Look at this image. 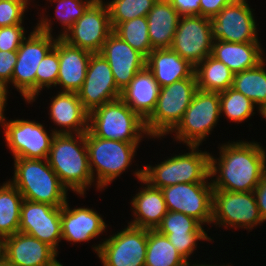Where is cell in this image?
<instances>
[{
  "instance_id": "obj_1",
  "label": "cell",
  "mask_w": 266,
  "mask_h": 266,
  "mask_svg": "<svg viewBox=\"0 0 266 266\" xmlns=\"http://www.w3.org/2000/svg\"><path fill=\"white\" fill-rule=\"evenodd\" d=\"M219 150V158L210 155L213 189L230 192L254 191L266 170L264 148L258 142L236 141L224 143ZM212 177L216 178L212 180Z\"/></svg>"
},
{
  "instance_id": "obj_2",
  "label": "cell",
  "mask_w": 266,
  "mask_h": 266,
  "mask_svg": "<svg viewBox=\"0 0 266 266\" xmlns=\"http://www.w3.org/2000/svg\"><path fill=\"white\" fill-rule=\"evenodd\" d=\"M47 160L61 184L83 197L86 188L94 181L89 167L86 133L56 134Z\"/></svg>"
},
{
  "instance_id": "obj_3",
  "label": "cell",
  "mask_w": 266,
  "mask_h": 266,
  "mask_svg": "<svg viewBox=\"0 0 266 266\" xmlns=\"http://www.w3.org/2000/svg\"><path fill=\"white\" fill-rule=\"evenodd\" d=\"M14 177L10 181L23 198L37 203L62 207L67 189L61 184L47 159L14 158Z\"/></svg>"
},
{
  "instance_id": "obj_4",
  "label": "cell",
  "mask_w": 266,
  "mask_h": 266,
  "mask_svg": "<svg viewBox=\"0 0 266 266\" xmlns=\"http://www.w3.org/2000/svg\"><path fill=\"white\" fill-rule=\"evenodd\" d=\"M51 18L41 17L35 29L17 50V62L12 74V85L28 103L36 98V70L45 55L54 47Z\"/></svg>"
},
{
  "instance_id": "obj_5",
  "label": "cell",
  "mask_w": 266,
  "mask_h": 266,
  "mask_svg": "<svg viewBox=\"0 0 266 266\" xmlns=\"http://www.w3.org/2000/svg\"><path fill=\"white\" fill-rule=\"evenodd\" d=\"M88 130L96 137L127 143H140L144 134L148 136L145 121L121 98L90 112Z\"/></svg>"
},
{
  "instance_id": "obj_6",
  "label": "cell",
  "mask_w": 266,
  "mask_h": 266,
  "mask_svg": "<svg viewBox=\"0 0 266 266\" xmlns=\"http://www.w3.org/2000/svg\"><path fill=\"white\" fill-rule=\"evenodd\" d=\"M198 147L189 146L190 152L171 156L154 167L145 165L143 179L160 189L178 183L208 182L211 154Z\"/></svg>"
},
{
  "instance_id": "obj_7",
  "label": "cell",
  "mask_w": 266,
  "mask_h": 266,
  "mask_svg": "<svg viewBox=\"0 0 266 266\" xmlns=\"http://www.w3.org/2000/svg\"><path fill=\"white\" fill-rule=\"evenodd\" d=\"M138 145L139 143L102 139L89 130L86 132L89 167L94 180L97 179L98 190L108 186L131 166Z\"/></svg>"
},
{
  "instance_id": "obj_8",
  "label": "cell",
  "mask_w": 266,
  "mask_h": 266,
  "mask_svg": "<svg viewBox=\"0 0 266 266\" xmlns=\"http://www.w3.org/2000/svg\"><path fill=\"white\" fill-rule=\"evenodd\" d=\"M196 90V78H186L160 87L156 107L145 120L148 137L161 138L169 134L181 121Z\"/></svg>"
},
{
  "instance_id": "obj_9",
  "label": "cell",
  "mask_w": 266,
  "mask_h": 266,
  "mask_svg": "<svg viewBox=\"0 0 266 266\" xmlns=\"http://www.w3.org/2000/svg\"><path fill=\"white\" fill-rule=\"evenodd\" d=\"M219 92L197 89L181 121L169 133L186 146H199L220 118Z\"/></svg>"
},
{
  "instance_id": "obj_10",
  "label": "cell",
  "mask_w": 266,
  "mask_h": 266,
  "mask_svg": "<svg viewBox=\"0 0 266 266\" xmlns=\"http://www.w3.org/2000/svg\"><path fill=\"white\" fill-rule=\"evenodd\" d=\"M0 125L4 129L6 146L14 158H48L55 132L48 135L43 125L35 121L16 119L7 122L4 115H0Z\"/></svg>"
},
{
  "instance_id": "obj_11",
  "label": "cell",
  "mask_w": 266,
  "mask_h": 266,
  "mask_svg": "<svg viewBox=\"0 0 266 266\" xmlns=\"http://www.w3.org/2000/svg\"><path fill=\"white\" fill-rule=\"evenodd\" d=\"M211 223L248 230L263 223L254 192L213 189Z\"/></svg>"
},
{
  "instance_id": "obj_12",
  "label": "cell",
  "mask_w": 266,
  "mask_h": 266,
  "mask_svg": "<svg viewBox=\"0 0 266 266\" xmlns=\"http://www.w3.org/2000/svg\"><path fill=\"white\" fill-rule=\"evenodd\" d=\"M93 249L103 266H145L147 229L128 225Z\"/></svg>"
},
{
  "instance_id": "obj_13",
  "label": "cell",
  "mask_w": 266,
  "mask_h": 266,
  "mask_svg": "<svg viewBox=\"0 0 266 266\" xmlns=\"http://www.w3.org/2000/svg\"><path fill=\"white\" fill-rule=\"evenodd\" d=\"M252 10L246 0L226 5L214 18H210L212 40L260 43Z\"/></svg>"
},
{
  "instance_id": "obj_14",
  "label": "cell",
  "mask_w": 266,
  "mask_h": 266,
  "mask_svg": "<svg viewBox=\"0 0 266 266\" xmlns=\"http://www.w3.org/2000/svg\"><path fill=\"white\" fill-rule=\"evenodd\" d=\"M168 211L181 212L211 224L213 187L210 182L178 183L161 189Z\"/></svg>"
},
{
  "instance_id": "obj_15",
  "label": "cell",
  "mask_w": 266,
  "mask_h": 266,
  "mask_svg": "<svg viewBox=\"0 0 266 266\" xmlns=\"http://www.w3.org/2000/svg\"><path fill=\"white\" fill-rule=\"evenodd\" d=\"M112 32L107 4L101 1L92 3L61 38L72 46L100 53Z\"/></svg>"
},
{
  "instance_id": "obj_16",
  "label": "cell",
  "mask_w": 266,
  "mask_h": 266,
  "mask_svg": "<svg viewBox=\"0 0 266 266\" xmlns=\"http://www.w3.org/2000/svg\"><path fill=\"white\" fill-rule=\"evenodd\" d=\"M210 19L201 15L180 16L171 49L196 67L211 55Z\"/></svg>"
},
{
  "instance_id": "obj_17",
  "label": "cell",
  "mask_w": 266,
  "mask_h": 266,
  "mask_svg": "<svg viewBox=\"0 0 266 266\" xmlns=\"http://www.w3.org/2000/svg\"><path fill=\"white\" fill-rule=\"evenodd\" d=\"M77 93L88 113L120 98L121 91L117 88L111 67L102 54H91L85 80Z\"/></svg>"
},
{
  "instance_id": "obj_18",
  "label": "cell",
  "mask_w": 266,
  "mask_h": 266,
  "mask_svg": "<svg viewBox=\"0 0 266 266\" xmlns=\"http://www.w3.org/2000/svg\"><path fill=\"white\" fill-rule=\"evenodd\" d=\"M19 232L28 234L48 244L58 253L62 239L61 207L23 200Z\"/></svg>"
},
{
  "instance_id": "obj_19",
  "label": "cell",
  "mask_w": 266,
  "mask_h": 266,
  "mask_svg": "<svg viewBox=\"0 0 266 266\" xmlns=\"http://www.w3.org/2000/svg\"><path fill=\"white\" fill-rule=\"evenodd\" d=\"M100 54L111 67L117 88L125 89L135 74L146 66V57L112 32Z\"/></svg>"
},
{
  "instance_id": "obj_20",
  "label": "cell",
  "mask_w": 266,
  "mask_h": 266,
  "mask_svg": "<svg viewBox=\"0 0 266 266\" xmlns=\"http://www.w3.org/2000/svg\"><path fill=\"white\" fill-rule=\"evenodd\" d=\"M56 256L48 244L22 232L4 239V258L13 266H48Z\"/></svg>"
},
{
  "instance_id": "obj_21",
  "label": "cell",
  "mask_w": 266,
  "mask_h": 266,
  "mask_svg": "<svg viewBox=\"0 0 266 266\" xmlns=\"http://www.w3.org/2000/svg\"><path fill=\"white\" fill-rule=\"evenodd\" d=\"M54 48L58 51L59 72L56 86L61 92H78L85 80L91 52L68 44L58 37Z\"/></svg>"
},
{
  "instance_id": "obj_22",
  "label": "cell",
  "mask_w": 266,
  "mask_h": 266,
  "mask_svg": "<svg viewBox=\"0 0 266 266\" xmlns=\"http://www.w3.org/2000/svg\"><path fill=\"white\" fill-rule=\"evenodd\" d=\"M106 223L93 209L77 207L70 209L68 201L61 207L62 239L74 243L96 238L106 229Z\"/></svg>"
},
{
  "instance_id": "obj_23",
  "label": "cell",
  "mask_w": 266,
  "mask_h": 266,
  "mask_svg": "<svg viewBox=\"0 0 266 266\" xmlns=\"http://www.w3.org/2000/svg\"><path fill=\"white\" fill-rule=\"evenodd\" d=\"M134 174L146 187L139 190L131 201L135 219L128 224L138 228L156 229L168 212L162 190L152 187L143 179V167L135 170Z\"/></svg>"
},
{
  "instance_id": "obj_24",
  "label": "cell",
  "mask_w": 266,
  "mask_h": 266,
  "mask_svg": "<svg viewBox=\"0 0 266 266\" xmlns=\"http://www.w3.org/2000/svg\"><path fill=\"white\" fill-rule=\"evenodd\" d=\"M50 118L62 129L56 134H78L88 131L89 113L83 108L76 92H58L50 103ZM68 129V130H67Z\"/></svg>"
},
{
  "instance_id": "obj_25",
  "label": "cell",
  "mask_w": 266,
  "mask_h": 266,
  "mask_svg": "<svg viewBox=\"0 0 266 266\" xmlns=\"http://www.w3.org/2000/svg\"><path fill=\"white\" fill-rule=\"evenodd\" d=\"M146 67L160 87L186 78H196L195 67L171 48L153 49L146 57Z\"/></svg>"
},
{
  "instance_id": "obj_26",
  "label": "cell",
  "mask_w": 266,
  "mask_h": 266,
  "mask_svg": "<svg viewBox=\"0 0 266 266\" xmlns=\"http://www.w3.org/2000/svg\"><path fill=\"white\" fill-rule=\"evenodd\" d=\"M159 91L153 73L145 66L121 91L120 98L145 121L156 107Z\"/></svg>"
},
{
  "instance_id": "obj_27",
  "label": "cell",
  "mask_w": 266,
  "mask_h": 266,
  "mask_svg": "<svg viewBox=\"0 0 266 266\" xmlns=\"http://www.w3.org/2000/svg\"><path fill=\"white\" fill-rule=\"evenodd\" d=\"M146 18L152 48H170L180 19L170 0H157Z\"/></svg>"
},
{
  "instance_id": "obj_28",
  "label": "cell",
  "mask_w": 266,
  "mask_h": 266,
  "mask_svg": "<svg viewBox=\"0 0 266 266\" xmlns=\"http://www.w3.org/2000/svg\"><path fill=\"white\" fill-rule=\"evenodd\" d=\"M260 43L213 41L211 56L223 62L234 74L256 67L264 59Z\"/></svg>"
},
{
  "instance_id": "obj_29",
  "label": "cell",
  "mask_w": 266,
  "mask_h": 266,
  "mask_svg": "<svg viewBox=\"0 0 266 266\" xmlns=\"http://www.w3.org/2000/svg\"><path fill=\"white\" fill-rule=\"evenodd\" d=\"M197 89L222 92L233 85L234 73L221 61L211 55L195 67Z\"/></svg>"
},
{
  "instance_id": "obj_30",
  "label": "cell",
  "mask_w": 266,
  "mask_h": 266,
  "mask_svg": "<svg viewBox=\"0 0 266 266\" xmlns=\"http://www.w3.org/2000/svg\"><path fill=\"white\" fill-rule=\"evenodd\" d=\"M23 200L21 193L10 181L0 186V235L4 238L19 232Z\"/></svg>"
},
{
  "instance_id": "obj_31",
  "label": "cell",
  "mask_w": 266,
  "mask_h": 266,
  "mask_svg": "<svg viewBox=\"0 0 266 266\" xmlns=\"http://www.w3.org/2000/svg\"><path fill=\"white\" fill-rule=\"evenodd\" d=\"M188 262L178 253L166 235L147 229L145 266H186Z\"/></svg>"
},
{
  "instance_id": "obj_32",
  "label": "cell",
  "mask_w": 266,
  "mask_h": 266,
  "mask_svg": "<svg viewBox=\"0 0 266 266\" xmlns=\"http://www.w3.org/2000/svg\"><path fill=\"white\" fill-rule=\"evenodd\" d=\"M265 59L256 67L234 74L232 88L250 99L259 110L266 106Z\"/></svg>"
},
{
  "instance_id": "obj_33",
  "label": "cell",
  "mask_w": 266,
  "mask_h": 266,
  "mask_svg": "<svg viewBox=\"0 0 266 266\" xmlns=\"http://www.w3.org/2000/svg\"><path fill=\"white\" fill-rule=\"evenodd\" d=\"M113 32L145 57L153 50L146 16L121 22L113 29Z\"/></svg>"
},
{
  "instance_id": "obj_34",
  "label": "cell",
  "mask_w": 266,
  "mask_h": 266,
  "mask_svg": "<svg viewBox=\"0 0 266 266\" xmlns=\"http://www.w3.org/2000/svg\"><path fill=\"white\" fill-rule=\"evenodd\" d=\"M220 97V114L224 113L226 118L235 123L243 122L244 120L255 114V104L245 97L242 93L235 89L228 88L225 91L219 92Z\"/></svg>"
},
{
  "instance_id": "obj_35",
  "label": "cell",
  "mask_w": 266,
  "mask_h": 266,
  "mask_svg": "<svg viewBox=\"0 0 266 266\" xmlns=\"http://www.w3.org/2000/svg\"><path fill=\"white\" fill-rule=\"evenodd\" d=\"M157 0H112L106 2L112 28L121 22L147 16Z\"/></svg>"
},
{
  "instance_id": "obj_36",
  "label": "cell",
  "mask_w": 266,
  "mask_h": 266,
  "mask_svg": "<svg viewBox=\"0 0 266 266\" xmlns=\"http://www.w3.org/2000/svg\"><path fill=\"white\" fill-rule=\"evenodd\" d=\"M156 230L163 235L206 234L198 220L175 211H168Z\"/></svg>"
},
{
  "instance_id": "obj_37",
  "label": "cell",
  "mask_w": 266,
  "mask_h": 266,
  "mask_svg": "<svg viewBox=\"0 0 266 266\" xmlns=\"http://www.w3.org/2000/svg\"><path fill=\"white\" fill-rule=\"evenodd\" d=\"M57 2L56 19L61 22L64 30L58 37H62L72 27V25L86 12L93 3L88 0H50Z\"/></svg>"
},
{
  "instance_id": "obj_38",
  "label": "cell",
  "mask_w": 266,
  "mask_h": 266,
  "mask_svg": "<svg viewBox=\"0 0 266 266\" xmlns=\"http://www.w3.org/2000/svg\"><path fill=\"white\" fill-rule=\"evenodd\" d=\"M59 72L58 51L53 47L42 59L36 70V97L47 87H56Z\"/></svg>"
},
{
  "instance_id": "obj_39",
  "label": "cell",
  "mask_w": 266,
  "mask_h": 266,
  "mask_svg": "<svg viewBox=\"0 0 266 266\" xmlns=\"http://www.w3.org/2000/svg\"><path fill=\"white\" fill-rule=\"evenodd\" d=\"M28 0H0V27L22 24Z\"/></svg>"
},
{
  "instance_id": "obj_40",
  "label": "cell",
  "mask_w": 266,
  "mask_h": 266,
  "mask_svg": "<svg viewBox=\"0 0 266 266\" xmlns=\"http://www.w3.org/2000/svg\"><path fill=\"white\" fill-rule=\"evenodd\" d=\"M166 237L188 263L190 255L196 250L198 240L212 241L208 234L166 235Z\"/></svg>"
},
{
  "instance_id": "obj_41",
  "label": "cell",
  "mask_w": 266,
  "mask_h": 266,
  "mask_svg": "<svg viewBox=\"0 0 266 266\" xmlns=\"http://www.w3.org/2000/svg\"><path fill=\"white\" fill-rule=\"evenodd\" d=\"M23 24L0 27V51H17L27 38Z\"/></svg>"
},
{
  "instance_id": "obj_42",
  "label": "cell",
  "mask_w": 266,
  "mask_h": 266,
  "mask_svg": "<svg viewBox=\"0 0 266 266\" xmlns=\"http://www.w3.org/2000/svg\"><path fill=\"white\" fill-rule=\"evenodd\" d=\"M17 62V51H0V78L12 83V74Z\"/></svg>"
},
{
  "instance_id": "obj_43",
  "label": "cell",
  "mask_w": 266,
  "mask_h": 266,
  "mask_svg": "<svg viewBox=\"0 0 266 266\" xmlns=\"http://www.w3.org/2000/svg\"><path fill=\"white\" fill-rule=\"evenodd\" d=\"M237 0H200V15L214 18L226 5Z\"/></svg>"
},
{
  "instance_id": "obj_44",
  "label": "cell",
  "mask_w": 266,
  "mask_h": 266,
  "mask_svg": "<svg viewBox=\"0 0 266 266\" xmlns=\"http://www.w3.org/2000/svg\"><path fill=\"white\" fill-rule=\"evenodd\" d=\"M180 16L200 15V0H170Z\"/></svg>"
},
{
  "instance_id": "obj_45",
  "label": "cell",
  "mask_w": 266,
  "mask_h": 266,
  "mask_svg": "<svg viewBox=\"0 0 266 266\" xmlns=\"http://www.w3.org/2000/svg\"><path fill=\"white\" fill-rule=\"evenodd\" d=\"M253 192L255 194L259 214L264 222L266 221V170Z\"/></svg>"
},
{
  "instance_id": "obj_46",
  "label": "cell",
  "mask_w": 266,
  "mask_h": 266,
  "mask_svg": "<svg viewBox=\"0 0 266 266\" xmlns=\"http://www.w3.org/2000/svg\"><path fill=\"white\" fill-rule=\"evenodd\" d=\"M8 83L0 78V115L4 114V108L7 102V95H8Z\"/></svg>"
},
{
  "instance_id": "obj_47",
  "label": "cell",
  "mask_w": 266,
  "mask_h": 266,
  "mask_svg": "<svg viewBox=\"0 0 266 266\" xmlns=\"http://www.w3.org/2000/svg\"><path fill=\"white\" fill-rule=\"evenodd\" d=\"M4 237L0 235V260L4 258Z\"/></svg>"
},
{
  "instance_id": "obj_48",
  "label": "cell",
  "mask_w": 266,
  "mask_h": 266,
  "mask_svg": "<svg viewBox=\"0 0 266 266\" xmlns=\"http://www.w3.org/2000/svg\"><path fill=\"white\" fill-rule=\"evenodd\" d=\"M0 266H13L11 263H9L5 258L0 260Z\"/></svg>"
},
{
  "instance_id": "obj_49",
  "label": "cell",
  "mask_w": 266,
  "mask_h": 266,
  "mask_svg": "<svg viewBox=\"0 0 266 266\" xmlns=\"http://www.w3.org/2000/svg\"><path fill=\"white\" fill-rule=\"evenodd\" d=\"M259 113H261V115L266 119V106H264L263 108H261L259 110Z\"/></svg>"
},
{
  "instance_id": "obj_50",
  "label": "cell",
  "mask_w": 266,
  "mask_h": 266,
  "mask_svg": "<svg viewBox=\"0 0 266 266\" xmlns=\"http://www.w3.org/2000/svg\"><path fill=\"white\" fill-rule=\"evenodd\" d=\"M48 266H63V264H61L59 261H57V259H55L50 265Z\"/></svg>"
},
{
  "instance_id": "obj_51",
  "label": "cell",
  "mask_w": 266,
  "mask_h": 266,
  "mask_svg": "<svg viewBox=\"0 0 266 266\" xmlns=\"http://www.w3.org/2000/svg\"><path fill=\"white\" fill-rule=\"evenodd\" d=\"M189 266H190V262H189ZM192 266H217V265H208V264H192ZM218 266H220V265H218ZM221 266H225V265H221ZM226 266H229V265H226Z\"/></svg>"
},
{
  "instance_id": "obj_52",
  "label": "cell",
  "mask_w": 266,
  "mask_h": 266,
  "mask_svg": "<svg viewBox=\"0 0 266 266\" xmlns=\"http://www.w3.org/2000/svg\"><path fill=\"white\" fill-rule=\"evenodd\" d=\"M88 1H91V2H93V3H96V2H101V1H103V0H88Z\"/></svg>"
}]
</instances>
